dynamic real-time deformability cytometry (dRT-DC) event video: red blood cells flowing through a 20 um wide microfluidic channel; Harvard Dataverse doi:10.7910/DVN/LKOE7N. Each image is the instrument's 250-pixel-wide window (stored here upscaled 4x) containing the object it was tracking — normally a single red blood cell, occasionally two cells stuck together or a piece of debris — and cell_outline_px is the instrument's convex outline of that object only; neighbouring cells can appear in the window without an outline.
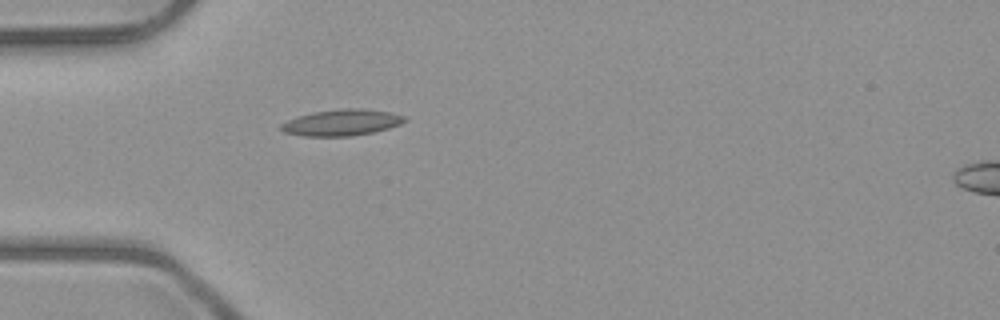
{"species": "common noctule bat (a hibernating species)", "species_latin": "Nyctalus noctula", "temperature_condition": "room temperature", "stored_images_in_passage": 1, "camera_frame_rate_fps": 3000, "um_per_image_px": 0.085, "animal": {"sex": "male", "body_mass_g": 23.1, "forearm_length_mm": 52.7}, "frame": {"image": 1, "passage_image": 1, "time_ms": 0.0, "image_size_px": [1000, 320], "cell_outline_px": [[408, 120], [400, 124], [388, 128], [372, 132], [352, 136], [300, 136], [284, 132], [280, 128], [280, 124], [296, 116], [312, 112], [344, 108], [360, 108], [388, 112], [404, 116]], "centroid_in_image_um": [29.01, 10.42], "position_along_channel_um": 56.0, "area_um2": 18.9}}